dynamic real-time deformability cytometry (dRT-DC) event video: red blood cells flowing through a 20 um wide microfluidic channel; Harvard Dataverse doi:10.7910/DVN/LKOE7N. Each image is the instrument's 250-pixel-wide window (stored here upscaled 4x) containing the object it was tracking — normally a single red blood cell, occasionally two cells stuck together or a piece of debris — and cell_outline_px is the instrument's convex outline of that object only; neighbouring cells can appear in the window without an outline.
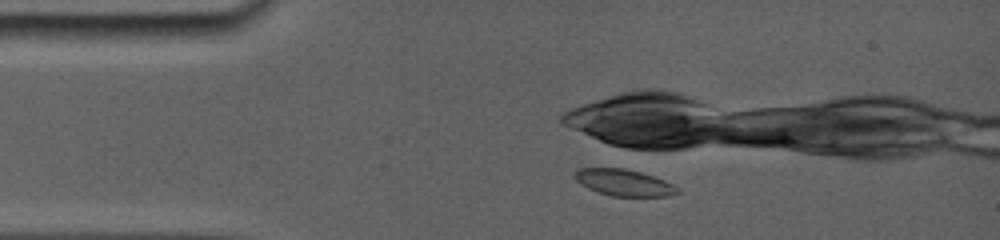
{"species": "common noctule bat (a hibernating species)", "species_latin": "Nyctalus noctula", "temperature_condition": "room temperature", "stored_images_in_passage": 1, "camera_frame_rate_fps": 5000, "um_per_image_px": 0.085, "animal": {"sex": "female", "body_mass_g": 19.0, "forearm_length_mm": 56.7}, "frame": {"image": 1, "passage_image": 1, "time_ms": 0.0, "image_size_px": [1000, 240], "cell_outline_px": [[680, 192], [668, 196], [612, 196], [596, 192], [580, 184], [572, 176], [572, 172], [576, 168], [624, 168], [640, 172], [664, 180], [680, 188]], "centroid_in_image_um": [52.98, 15.51], "position_along_channel_um": 32.0, "area_um2": 16.07}}